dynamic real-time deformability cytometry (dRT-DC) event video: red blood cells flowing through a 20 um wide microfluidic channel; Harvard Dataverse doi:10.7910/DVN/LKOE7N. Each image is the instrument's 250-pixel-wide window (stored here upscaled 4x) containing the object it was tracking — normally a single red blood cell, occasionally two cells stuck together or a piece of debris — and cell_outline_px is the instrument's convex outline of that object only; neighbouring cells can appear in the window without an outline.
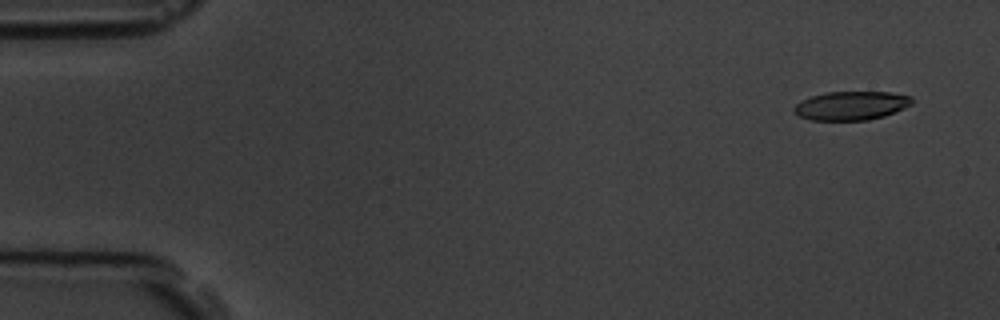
{"species": "common noctule bat (a hibernating species)", "species_latin": "Nyctalus noctula", "temperature_condition": "room temperature", "stored_images_in_passage": 4, "camera_frame_rate_fps": 3000, "um_per_image_px": 0.085, "animal": {"sex": "male", "body_mass_g": 19.5, "forearm_length_mm": 54.6}, "frame": {"image": 1, "passage_image": 1, "time_ms": 0.0, "image_size_px": [1000, 320], "cell_outline_px": [[912, 104], [904, 108], [884, 116], [868, 120], [812, 120], [800, 116], [792, 112], [792, 108], [796, 104], [812, 96], [828, 92], [888, 92], [912, 96]], "centroid_in_image_um": [72.35, 8.98], "position_along_channel_um": 12.6, "area_um2": 19.65}}